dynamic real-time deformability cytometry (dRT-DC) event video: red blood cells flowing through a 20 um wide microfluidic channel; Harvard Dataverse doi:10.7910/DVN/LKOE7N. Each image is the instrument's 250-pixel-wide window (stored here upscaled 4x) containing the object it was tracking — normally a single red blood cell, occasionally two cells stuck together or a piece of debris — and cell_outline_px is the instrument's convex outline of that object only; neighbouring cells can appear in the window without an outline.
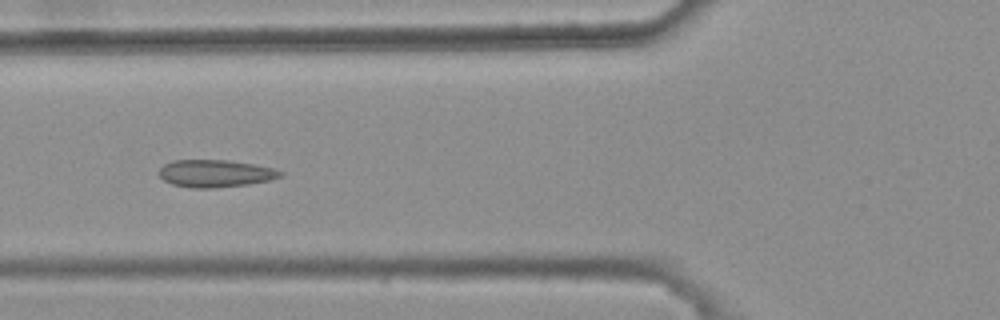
{"species": "common noctule bat (a hibernating species)", "species_latin": "Nyctalus noctula", "temperature_condition": "warm", "stored_images_in_passage": 7, "camera_frame_rate_fps": 3000, "um_per_image_px": 0.085, "animal": {"sex": "female", "body_mass_g": 25.1}, "frame": {"image": 1, "passage_image": 6, "time_ms": 1.667, "image_size_px": [1000, 320], "cell_outline_px": [[284, 176], [268, 180], [248, 184], [212, 188], [192, 188], [172, 184], [164, 180], [156, 172], [164, 164], [172, 160], [228, 160], [252, 164], [272, 168], [284, 172]], "centroid_in_image_um": [18.27, 14.74], "position_along_channel_um": 107.5, "area_um2": 19.36}}
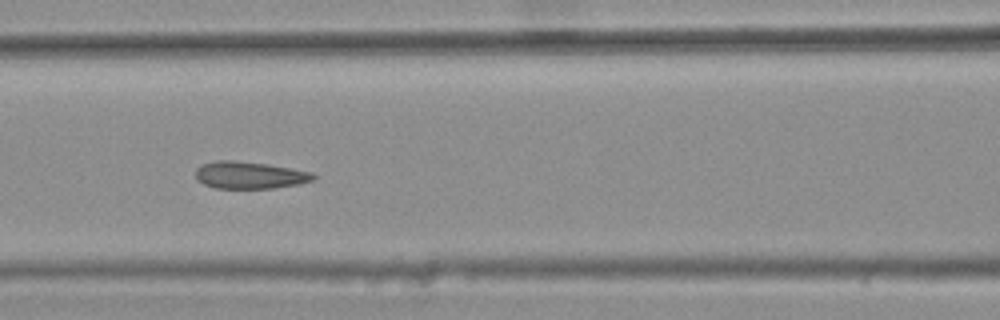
{"frame": {"image": 2, "passage_image": 7, "time_ms": 2.0, "image_size_px": [1000, 320], "cell_outline_px": [[316, 176], [312, 180], [300, 184], [272, 188], [216, 188], [204, 184], [196, 180], [196, 168], [204, 164], [216, 160], [232, 160], [268, 164], [312, 172]], "centroid_in_image_um": [21.21, 14.88], "position_along_channel_um": 145.4, "area_um2": 18.55}}